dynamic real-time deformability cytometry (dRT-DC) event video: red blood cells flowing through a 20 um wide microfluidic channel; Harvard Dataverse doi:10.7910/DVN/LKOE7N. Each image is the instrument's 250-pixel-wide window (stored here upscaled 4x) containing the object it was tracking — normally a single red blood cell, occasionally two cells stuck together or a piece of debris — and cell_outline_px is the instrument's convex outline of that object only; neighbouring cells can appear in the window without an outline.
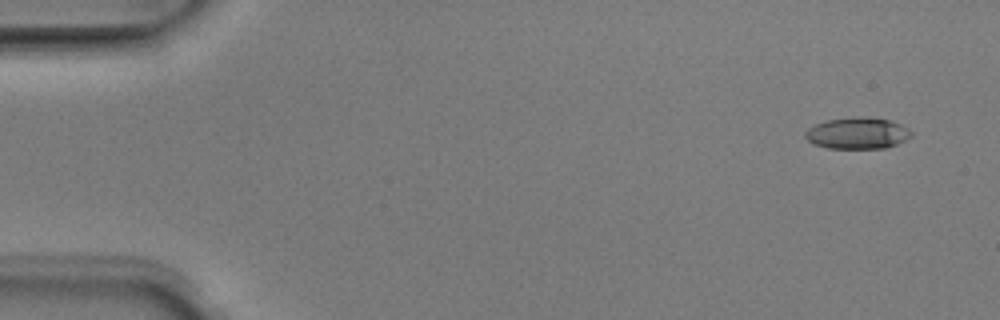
{"species": "Egyptian fruit bat (a non-hibernating species)", "species_latin": "Rousettus aegyptiacus", "temperature_condition": "room temperature", "stored_images_in_passage": 6, "camera_frame_rate_fps": 3000, "um_per_image_px": 0.085, "animal": {"sex": "male"}, "frame": {"image": 1, "passage_image": 1, "time_ms": 0.0, "image_size_px": [1000, 320], "cell_outline_px": [[912, 136], [896, 144], [884, 148], [828, 148], [812, 144], [804, 136], [804, 132], [808, 128], [816, 124], [828, 120], [852, 116], [860, 116], [892, 120], [908, 128], [912, 132]], "centroid_in_image_um": [72.87, 11.31], "position_along_channel_um": 12.1, "area_um2": 19.54}}
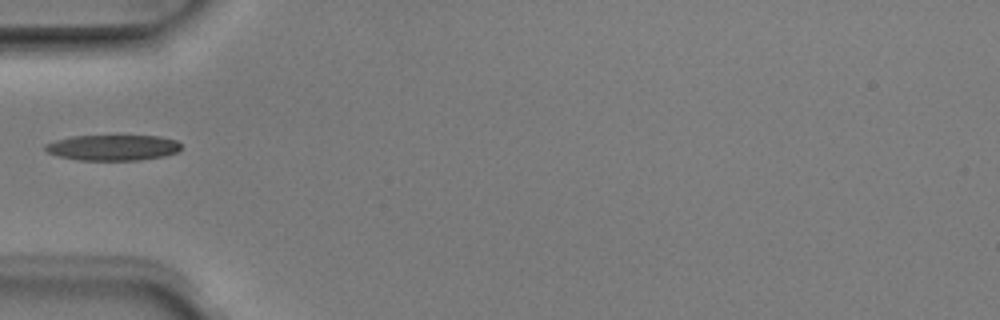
{"frame": {"image": 2, "passage_image": 5, "time_ms": 1.333, "image_size_px": [1000, 320], "cell_outline_px": [[180, 148], [176, 152], [164, 156], [140, 160], [76, 160], [60, 156], [48, 152], [44, 148], [44, 144], [56, 140], [72, 136], [160, 136], [176, 140], [180, 144]], "centroid_in_image_um": [9.58, 12.55], "position_along_channel_um": 75.4, "area_um2": 20.23}}
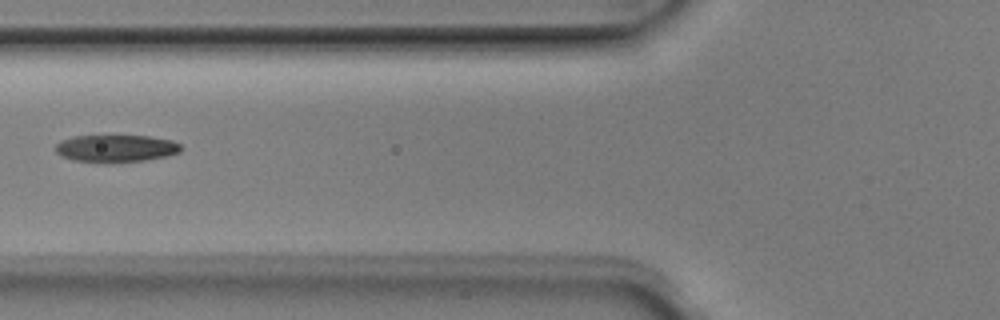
{"frame": {"image": 3, "passage_image": 6, "time_ms": 1.667, "image_size_px": [1000, 320], "cell_outline_px": [[180, 152], [168, 156], [144, 160], [108, 164], [72, 160], [60, 156], [56, 152], [56, 144], [60, 140], [72, 136], [148, 136], [172, 140], [180, 144]], "centroid_in_image_um": [9.82, 12.63], "position_along_channel_um": 116.0, "area_um2": 20.29}}